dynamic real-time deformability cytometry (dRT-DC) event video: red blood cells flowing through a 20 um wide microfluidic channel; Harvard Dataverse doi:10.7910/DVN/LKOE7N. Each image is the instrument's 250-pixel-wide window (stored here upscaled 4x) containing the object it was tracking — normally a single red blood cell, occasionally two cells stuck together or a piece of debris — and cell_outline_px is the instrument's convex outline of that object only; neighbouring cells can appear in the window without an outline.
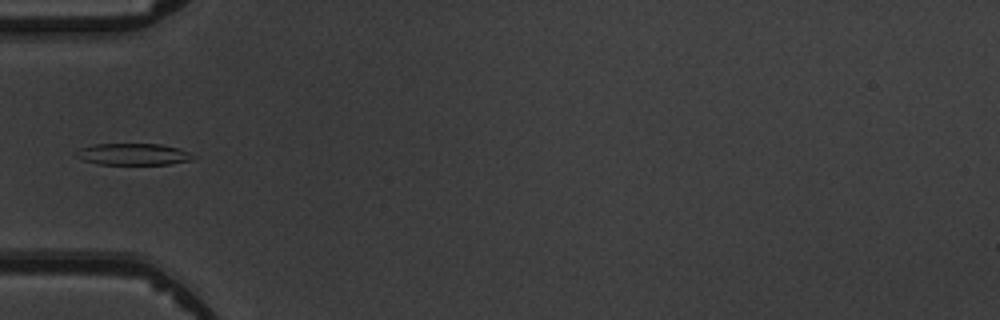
{"species": "common noctule bat (a hibernating species)", "species_latin": "Nyctalus noctula", "temperature_condition": "warm", "stored_images_in_passage": 5, "camera_frame_rate_fps": 3000, "um_per_image_px": 0.085, "animal": {"sex": "male", "body_mass_g": 19.5, "forearm_length_mm": 54.6}, "frame": {"image": 1, "passage_image": 4, "time_ms": 4.333, "image_size_px": [1000, 320], "cell_outline_px": [[196, 156], [192, 160], [168, 164], [100, 164], [84, 160], [76, 156], [80, 148], [96, 144], [160, 144], [176, 148], [188, 152]], "centroid_in_image_um": [11.35, 13.11], "position_along_channel_um": 73.7, "area_um2": 14.45}}